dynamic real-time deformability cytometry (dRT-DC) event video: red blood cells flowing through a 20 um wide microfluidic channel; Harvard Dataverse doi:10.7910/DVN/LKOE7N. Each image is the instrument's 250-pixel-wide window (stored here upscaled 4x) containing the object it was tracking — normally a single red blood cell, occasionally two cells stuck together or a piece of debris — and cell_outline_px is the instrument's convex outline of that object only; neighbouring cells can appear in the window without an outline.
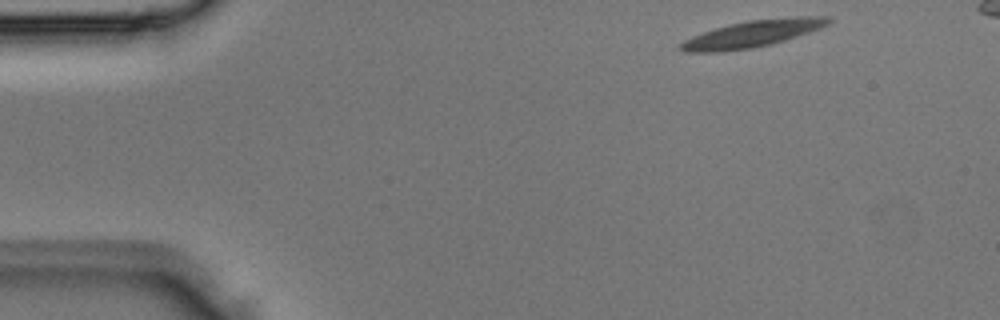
{"species": "Egyptian fruit bat (a non-hibernating species)", "species_latin": "Rousettus aegyptiacus", "temperature_condition": "room temperature", "stored_images_in_passage": 4, "camera_frame_rate_fps": 3000, "um_per_image_px": 0.085, "animal": {"sex": "male"}, "frame": {"image": 1, "passage_image": 1, "time_ms": 0.0, "image_size_px": [1000, 320], "cell_outline_px": [[832, 20], [828, 24], [820, 28], [772, 44], [752, 48], [720, 52], [684, 52], [676, 48], [684, 40], [692, 36], [716, 28], [748, 20], [796, 16], [832, 16]], "centroid_in_image_um": [63.96, 2.87], "position_along_channel_um": 21.0, "area_um2": 23.0}}